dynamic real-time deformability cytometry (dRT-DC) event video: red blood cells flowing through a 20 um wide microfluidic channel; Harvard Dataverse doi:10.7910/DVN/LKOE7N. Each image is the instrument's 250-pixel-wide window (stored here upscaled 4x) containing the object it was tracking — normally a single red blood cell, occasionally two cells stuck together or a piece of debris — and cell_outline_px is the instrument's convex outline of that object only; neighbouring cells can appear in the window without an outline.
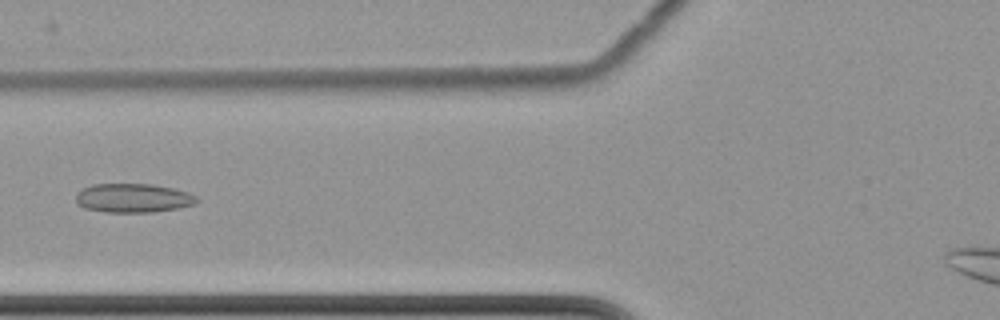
{"species": "common noctule bat (a hibernating species)", "species_latin": "Nyctalus noctula", "temperature_condition": "cold", "stored_images_in_passage": 8, "camera_frame_rate_fps": 3000, "um_per_image_px": 0.085, "animal": {"sex": "female", "body_mass_g": 22.7, "forearm_length_mm": 54.2}, "frame": {"image": 1, "passage_image": 8, "time_ms": 8.667, "image_size_px": [1000, 320], "cell_outline_px": [[200, 200], [192, 204], [180, 208], [152, 212], [104, 212], [84, 208], [76, 200], [76, 192], [92, 184], [152, 184], [172, 188], [188, 192], [196, 196]], "centroid_in_image_um": [11.32, 16.83], "position_along_channel_um": 114.5, "area_um2": 20.4}}